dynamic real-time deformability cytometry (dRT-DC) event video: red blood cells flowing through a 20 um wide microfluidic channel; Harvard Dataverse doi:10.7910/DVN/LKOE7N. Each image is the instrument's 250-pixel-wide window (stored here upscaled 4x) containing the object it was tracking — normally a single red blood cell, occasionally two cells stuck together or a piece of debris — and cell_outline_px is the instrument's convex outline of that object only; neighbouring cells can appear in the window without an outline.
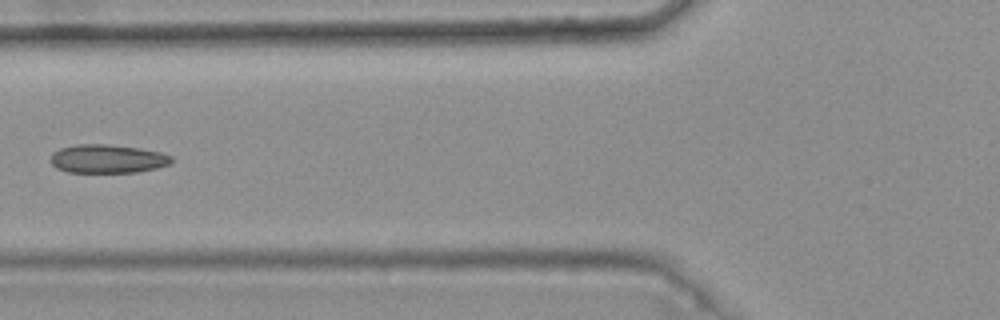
{"species": "common noctule bat (a hibernating species)", "species_latin": "Nyctalus noctula", "temperature_condition": "warm", "stored_images_in_passage": 6, "camera_frame_rate_fps": 3000, "um_per_image_px": 0.085, "animal": {"sex": "female", "body_mass_g": 25.1}, "frame": {"image": 1, "passage_image": 6, "time_ms": 1.667, "image_size_px": [1000, 320], "cell_outline_px": [[172, 160], [168, 164], [156, 168], [136, 172], [68, 172], [56, 168], [48, 160], [52, 152], [60, 148], [76, 144], [108, 144], [136, 148], [160, 152], [172, 156]], "centroid_in_image_um": [9.07, 13.49], "position_along_channel_um": 116.7, "area_um2": 20.11}}